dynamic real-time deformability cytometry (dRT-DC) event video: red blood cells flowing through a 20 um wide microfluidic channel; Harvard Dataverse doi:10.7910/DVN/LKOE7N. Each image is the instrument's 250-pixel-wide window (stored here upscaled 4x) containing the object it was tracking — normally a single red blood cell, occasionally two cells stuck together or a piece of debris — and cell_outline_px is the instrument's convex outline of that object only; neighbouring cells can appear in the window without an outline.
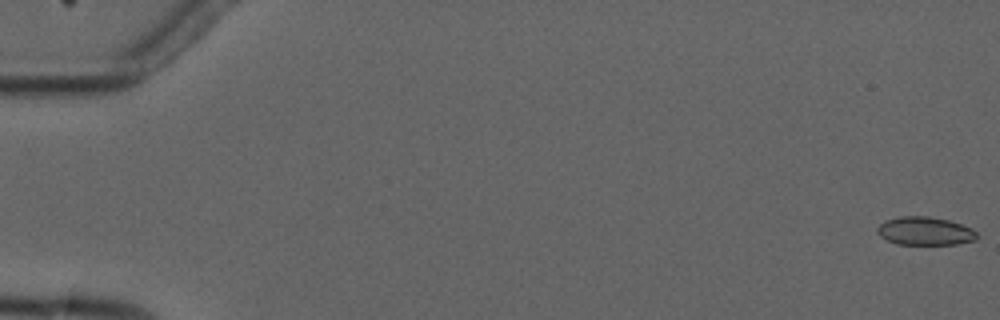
{"species": "common noctule bat (a hibernating species)", "species_latin": "Nyctalus noctula", "temperature_condition": "cold", "stored_images_in_passage": 5, "camera_frame_rate_fps": 3000, "um_per_image_px": 0.085, "animal": {"sex": "male", "forearm_length_mm": 52.5}, "frame": {"image": 1, "passage_image": 1, "time_ms": 0.0, "image_size_px": [1000, 320], "cell_outline_px": [[976, 240], [956, 244], [896, 244], [880, 236], [876, 232], [876, 228], [880, 224], [888, 220], [900, 216], [928, 216], [948, 220], [972, 228], [976, 232]], "centroid_in_image_um": [78.61, 19.64], "position_along_channel_um": 6.4, "area_um2": 16.3}}
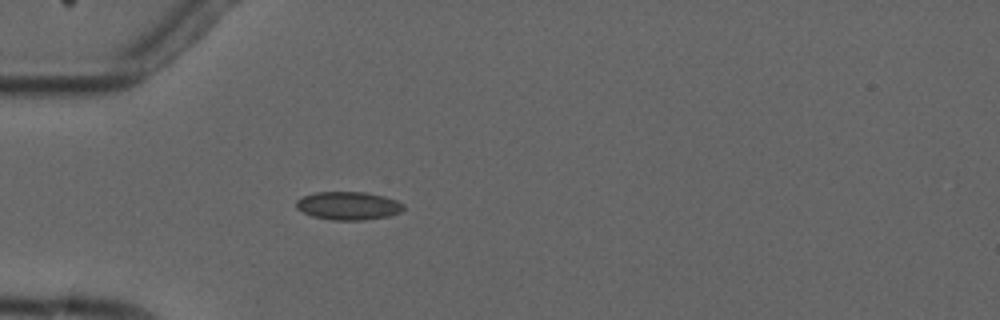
{"frame": {"image": 2, "passage_image": 5, "time_ms": 5.333, "image_size_px": [1000, 320], "cell_outline_px": [[404, 208], [400, 212], [388, 216], [364, 220], [332, 220], [312, 216], [296, 208], [296, 200], [304, 196], [316, 192], [364, 192], [384, 196], [396, 200], [404, 204]], "centroid_in_image_um": [29.61, 17.49], "position_along_channel_um": 55.4, "area_um2": 17.57}}